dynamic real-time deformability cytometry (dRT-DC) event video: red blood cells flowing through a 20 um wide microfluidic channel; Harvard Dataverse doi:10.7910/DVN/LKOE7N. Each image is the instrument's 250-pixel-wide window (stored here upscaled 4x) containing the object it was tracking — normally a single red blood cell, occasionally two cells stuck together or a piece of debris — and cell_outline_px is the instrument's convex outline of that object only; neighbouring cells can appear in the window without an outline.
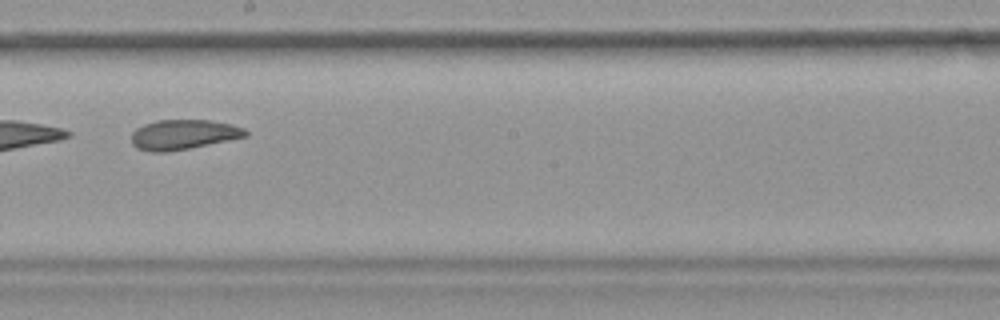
{"species": "common noctule bat (a hibernating species)", "species_latin": "Nyctalus noctula", "temperature_condition": "warm", "stored_images_in_passage": 38, "camera_frame_rate_fps": 3000, "um_per_image_px": 0.085, "animal": {"sex": "female", "body_mass_g": 19.9}, "frame": {"image": 1, "passage_image": 22, "time_ms": 7.0, "image_size_px": [1000, 320], "cell_outline_px": [[248, 136], [168, 152], [152, 152], [136, 148], [132, 144], [132, 132], [136, 128], [144, 124], [156, 120], [208, 120], [228, 124], [244, 128], [248, 132]], "centroid_in_image_um": [15.54, 11.44], "position_along_channel_um": 232.7, "area_um2": 19.71}}